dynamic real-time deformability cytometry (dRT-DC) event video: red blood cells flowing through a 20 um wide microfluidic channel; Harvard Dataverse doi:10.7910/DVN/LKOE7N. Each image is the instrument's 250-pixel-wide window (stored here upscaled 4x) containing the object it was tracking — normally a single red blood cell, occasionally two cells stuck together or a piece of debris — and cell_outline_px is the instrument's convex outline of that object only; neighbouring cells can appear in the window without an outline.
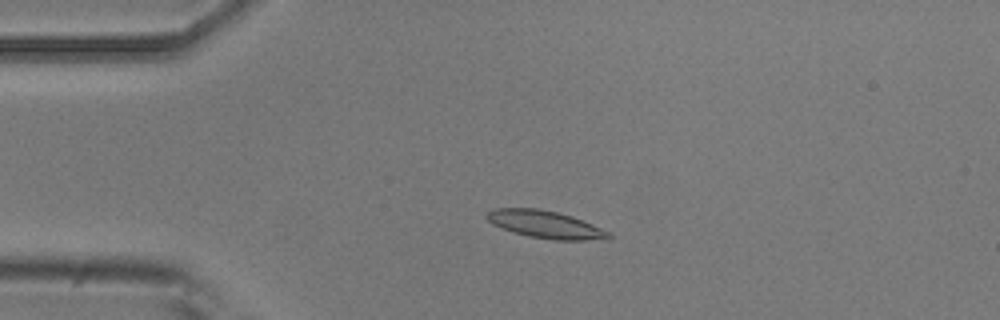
{"species": "common noctule bat (a hibernating species)", "species_latin": "Nyctalus noctula", "temperature_condition": "room temperature", "stored_images_in_passage": 54, "camera_frame_rate_fps": 3000, "um_per_image_px": 0.085, "animal": {"sex": "male", "body_mass_g": 20.5, "forearm_length_mm": 52.5}, "frame": {"image": 1, "passage_image": 12, "time_ms": 3.667, "image_size_px": [1000, 320], "cell_outline_px": [[612, 236], [584, 240], [556, 240], [528, 236], [512, 232], [492, 224], [484, 216], [492, 208], [540, 208], [572, 216], [612, 232]], "centroid_in_image_um": [46.3, 19.06], "position_along_channel_um": 38.7, "area_um2": 19.42}}
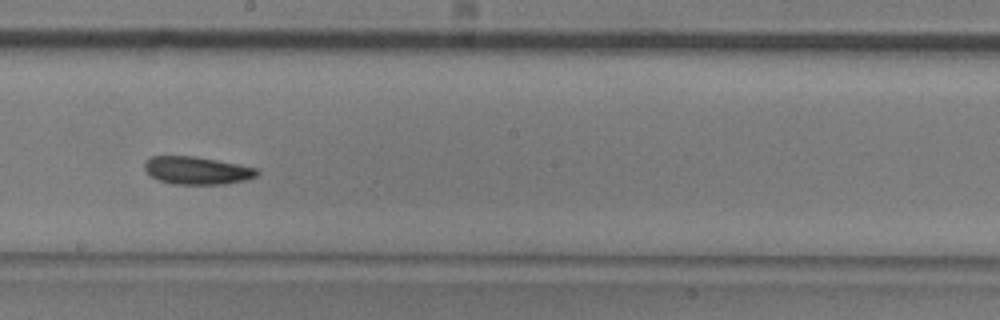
{"frame": {"image": 2, "passage_image": 30, "time_ms": 9.667, "image_size_px": [1000, 320], "cell_outline_px": [[260, 172], [256, 176], [244, 180], [224, 184], [172, 184], [160, 180], [152, 176], [144, 168], [144, 164], [152, 156], [196, 156], [240, 164], [256, 168]], "centroid_in_image_um": [16.77, 14.48], "position_along_channel_um": 231.4, "area_um2": 18.09}}
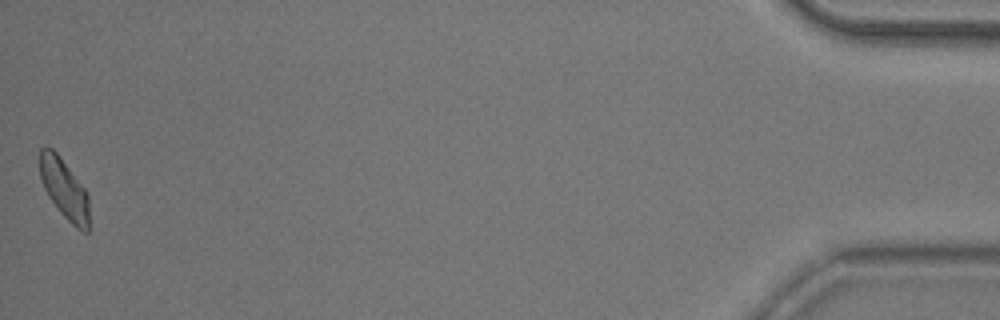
{"frame": {"image": 3, "passage_image": 54, "time_ms": 17.667, "image_size_px": [1000, 320], "cell_outline_px": [[92, 228], [88, 232], [84, 232], [76, 228], [60, 212], [48, 196], [44, 188], [40, 176], [40, 148], [52, 148], [60, 156], [88, 192]], "centroid_in_image_um": [5.54, 16.13], "position_along_channel_um": 429.7, "area_um2": 17.69}, "authors_computed_cell_mechanics": {"area_um2": 18.3226, "velocity_mm_per_s": 3.6861, "shape_relaxation_time_tau1_ms": 5.051, "shape_relaxation_time_tau2_ms": 11.0902, "deformation_change_tau1": 0.1263, "deformation_change_tau2": 0.1933}}